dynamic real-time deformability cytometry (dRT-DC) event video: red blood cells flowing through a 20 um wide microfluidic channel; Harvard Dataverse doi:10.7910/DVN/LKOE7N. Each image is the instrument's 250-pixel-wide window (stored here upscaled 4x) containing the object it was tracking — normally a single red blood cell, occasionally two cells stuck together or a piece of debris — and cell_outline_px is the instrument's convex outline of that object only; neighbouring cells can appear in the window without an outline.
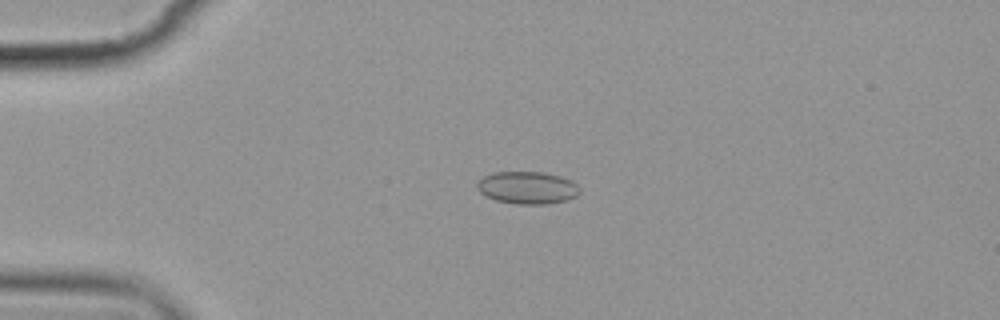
{"species": "common noctule bat (a hibernating species)", "species_latin": "Nyctalus noctula", "temperature_condition": "cold", "stored_images_in_passage": 7, "camera_frame_rate_fps": 3000, "um_per_image_px": 0.085, "animal": {"sex": "female", "body_mass_g": 19.9}, "frame": {"image": 1, "passage_image": 4, "time_ms": 3.333, "image_size_px": [1000, 320], "cell_outline_px": [[580, 192], [576, 196], [564, 200], [544, 204], [516, 204], [496, 200], [484, 196], [476, 188], [476, 184], [484, 176], [492, 172], [544, 172], [560, 176], [572, 180], [580, 188]], "centroid_in_image_um": [44.81, 15.95], "position_along_channel_um": 40.2, "area_um2": 19.42}}
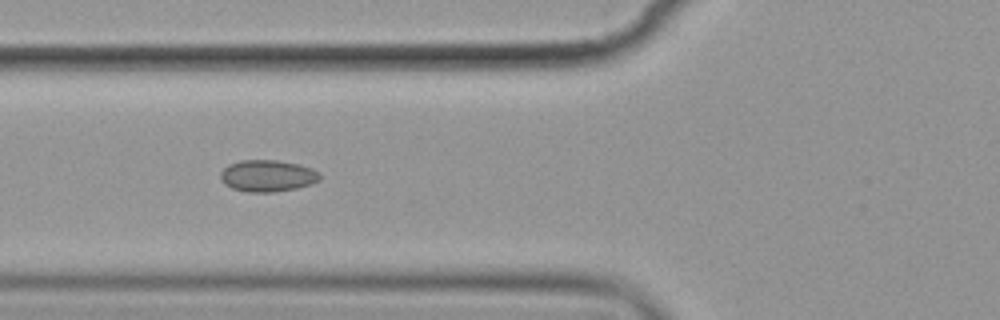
{"frame": {"image": 2, "passage_image": 6, "time_ms": 6.0, "image_size_px": [1000, 320], "cell_outline_px": [[320, 180], [312, 184], [296, 188], [272, 192], [248, 192], [232, 188], [224, 184], [220, 180], [220, 172], [228, 164], [240, 160], [276, 160], [296, 164], [312, 168], [320, 172]], "centroid_in_image_um": [22.72, 14.94], "position_along_channel_um": 103.1, "area_um2": 18.44}}
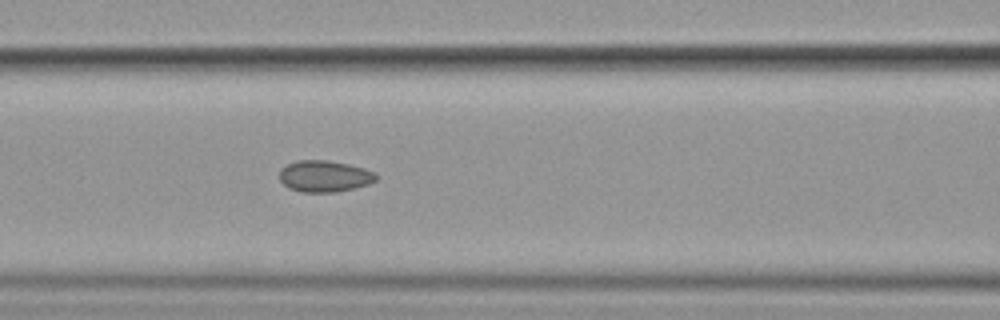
{"frame": {"image": 3, "passage_image": 7, "time_ms": 7.0, "image_size_px": [1000, 320], "cell_outline_px": [[376, 180], [368, 184], [336, 192], [300, 192], [288, 188], [280, 180], [280, 168], [296, 160], [328, 160], [348, 164], [364, 168], [376, 172]], "centroid_in_image_um": [27.56, 14.97], "position_along_channel_um": 139.0, "area_um2": 17.74}}